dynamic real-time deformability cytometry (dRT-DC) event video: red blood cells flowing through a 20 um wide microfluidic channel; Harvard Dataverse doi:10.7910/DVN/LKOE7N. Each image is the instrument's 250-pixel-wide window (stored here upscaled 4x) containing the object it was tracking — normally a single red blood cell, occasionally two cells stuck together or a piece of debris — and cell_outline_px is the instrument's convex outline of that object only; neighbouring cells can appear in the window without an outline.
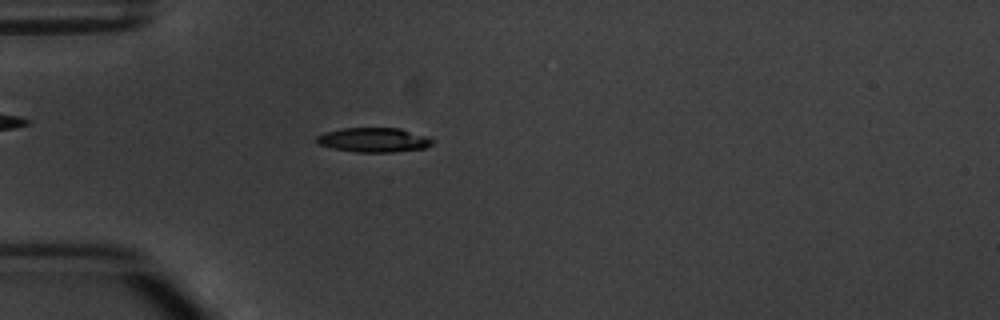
{"species": "common noctule bat (a hibernating species)", "species_latin": "Nyctalus noctula", "temperature_condition": "warm", "stored_images_in_passage": 1, "camera_frame_rate_fps": 3000, "um_per_image_px": 0.085, "animal": {"sex": "male", "body_mass_g": 20.1, "forearm_length_mm": 53.5}, "frame": {"image": 1, "passage_image": 1, "time_ms": 0.0, "image_size_px": [1000, 320], "cell_outline_px": [[432, 144], [424, 148], [392, 152], [356, 152], [332, 148], [320, 144], [316, 140], [316, 136], [324, 132], [344, 128], [400, 128], [424, 136], [432, 140]], "centroid_in_image_um": [31.72, 11.89], "position_along_channel_um": 53.3, "area_um2": 16.24}}